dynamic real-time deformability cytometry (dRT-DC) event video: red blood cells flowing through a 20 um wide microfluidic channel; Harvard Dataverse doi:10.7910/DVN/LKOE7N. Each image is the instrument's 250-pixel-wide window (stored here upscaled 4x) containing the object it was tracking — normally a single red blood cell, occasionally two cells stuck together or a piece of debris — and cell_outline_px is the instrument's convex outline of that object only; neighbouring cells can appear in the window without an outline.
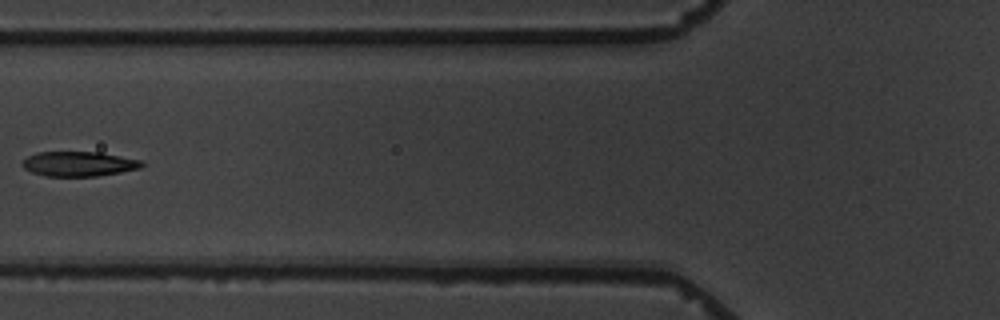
{"species": "common noctule bat (a hibernating species)", "species_latin": "Nyctalus noctula", "temperature_condition": "warm", "stored_images_in_passage": 8, "camera_frame_rate_fps": 3000, "um_per_image_px": 0.085, "animal": {"sex": "male", "body_mass_g": 19.5, "forearm_length_mm": 54.6}, "frame": {"image": 1, "passage_image": 7, "time_ms": 7.0, "image_size_px": [1000, 320], "cell_outline_px": [[148, 164], [140, 168], [120, 172], [96, 176], [48, 176], [32, 172], [24, 168], [20, 164], [28, 156], [36, 152], [100, 152], [140, 160]], "centroid_in_image_um": [6.71, 13.92], "position_along_channel_um": 119.1, "area_um2": 17.22}}
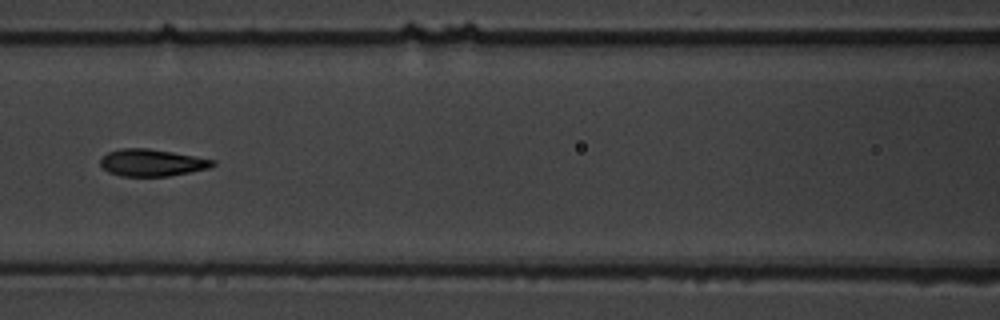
{"frame": {"image": 2, "passage_image": 8, "time_ms": 8.0, "image_size_px": [1000, 320], "cell_outline_px": [[216, 164], [208, 168], [168, 176], [120, 176], [108, 172], [100, 164], [100, 160], [108, 152], [120, 148], [148, 148], [172, 152], [216, 160]], "centroid_in_image_um": [12.9, 13.82], "position_along_channel_um": 153.7, "area_um2": 17.57}}